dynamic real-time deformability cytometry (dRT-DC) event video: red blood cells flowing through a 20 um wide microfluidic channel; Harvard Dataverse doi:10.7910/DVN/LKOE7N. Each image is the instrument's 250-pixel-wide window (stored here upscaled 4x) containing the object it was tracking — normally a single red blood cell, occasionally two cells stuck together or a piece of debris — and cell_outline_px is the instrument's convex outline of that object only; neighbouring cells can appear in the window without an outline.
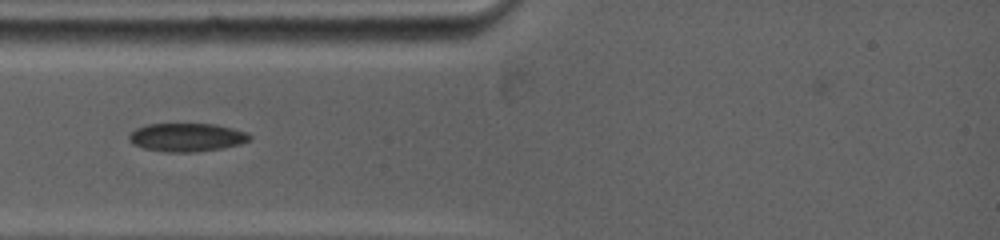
{"species": "common noctule bat (a hibernating species)", "species_latin": "Nyctalus noctula", "temperature_condition": "warm", "stored_images_in_passage": 3, "camera_frame_rate_fps": 5000, "um_per_image_px": 0.085, "animal": {"sex": "female", "body_mass_g": 19.0, "forearm_length_mm": 53.3}, "frame": {"image": 1, "passage_image": 2, "time_ms": 1.0, "image_size_px": [1000, 240], "cell_outline_px": [[252, 136], [248, 140], [236, 144], [216, 148], [148, 148], [136, 144], [128, 136], [136, 128], [144, 124], [216, 124], [232, 128], [244, 132]], "centroid_in_image_um": [15.89, 11.56], "position_along_channel_um": 69.1, "area_um2": 17.86}}